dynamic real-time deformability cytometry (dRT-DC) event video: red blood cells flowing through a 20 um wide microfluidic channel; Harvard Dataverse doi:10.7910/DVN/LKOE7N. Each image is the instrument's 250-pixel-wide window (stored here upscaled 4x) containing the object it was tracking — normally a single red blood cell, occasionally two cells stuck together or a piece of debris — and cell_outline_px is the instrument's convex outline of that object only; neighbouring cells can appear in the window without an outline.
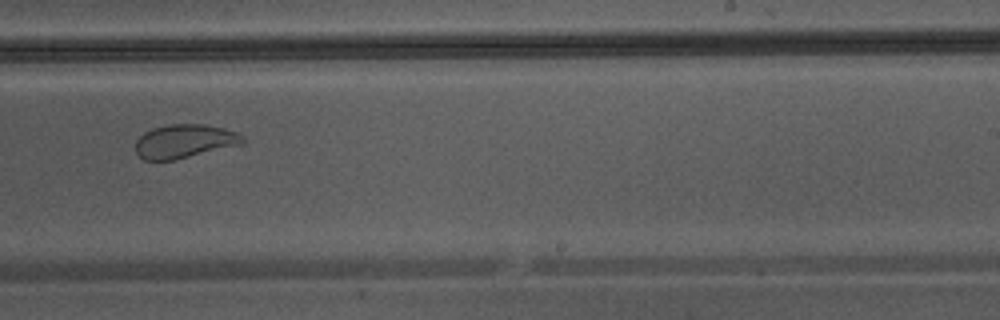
{"species": "Egyptian fruit bat (a non-hibernating species)", "species_latin": "Rousettus aegyptiacus", "temperature_condition": "warm", "stored_images_in_passage": 39, "camera_frame_rate_fps": 3000, "um_per_image_px": 0.085, "animal": {"sex": "male"}, "frame": {"image": 1, "passage_image": 23, "time_ms": 7.333, "image_size_px": [1000, 320], "cell_outline_px": [[248, 140], [244, 144], [176, 160], [144, 160], [136, 152], [136, 140], [144, 132], [152, 128], [168, 124], [204, 124], [224, 128], [236, 132], [244, 136]], "centroid_in_image_um": [15.73, 12.01], "position_along_channel_um": 273.3, "area_um2": 21.39}}